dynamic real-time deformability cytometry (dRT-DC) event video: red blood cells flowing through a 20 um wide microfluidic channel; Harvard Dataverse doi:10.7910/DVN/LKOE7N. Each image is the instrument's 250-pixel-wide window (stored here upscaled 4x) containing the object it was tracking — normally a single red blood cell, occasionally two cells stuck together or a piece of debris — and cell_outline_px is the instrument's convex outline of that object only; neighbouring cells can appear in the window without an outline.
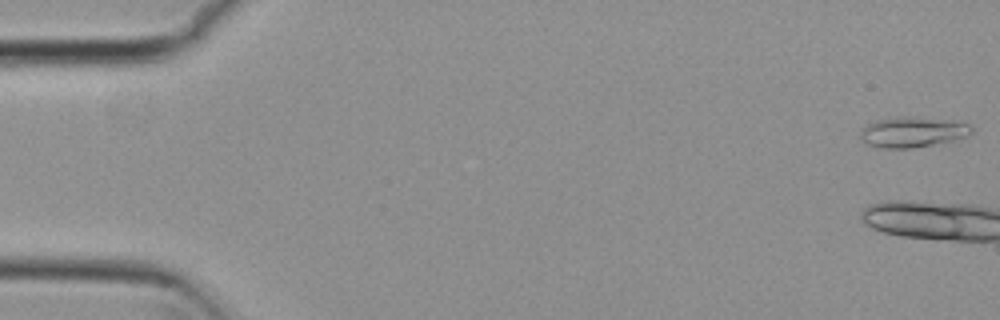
{"species": "common noctule bat (a hibernating species)", "species_latin": "Nyctalus noctula", "temperature_condition": "cold", "stored_images_in_passage": 4, "camera_frame_rate_fps": 3000, "um_per_image_px": 0.085, "animal": {"sex": "female", "body_mass_g": 29.2, "forearm_length_mm": 56.3}, "frame": {"image": 1, "passage_image": 1, "time_ms": 0.0, "image_size_px": [1000, 320], "cell_outline_px": [[972, 132], [968, 136], [956, 140], [912, 148], [876, 148], [864, 144], [860, 140], [860, 132], [868, 124], [876, 120], [896, 116], [908, 116], [948, 120], [968, 124], [972, 128]], "centroid_in_image_um": [77.52, 11.23], "position_along_channel_um": 7.5, "area_um2": 19.94}}